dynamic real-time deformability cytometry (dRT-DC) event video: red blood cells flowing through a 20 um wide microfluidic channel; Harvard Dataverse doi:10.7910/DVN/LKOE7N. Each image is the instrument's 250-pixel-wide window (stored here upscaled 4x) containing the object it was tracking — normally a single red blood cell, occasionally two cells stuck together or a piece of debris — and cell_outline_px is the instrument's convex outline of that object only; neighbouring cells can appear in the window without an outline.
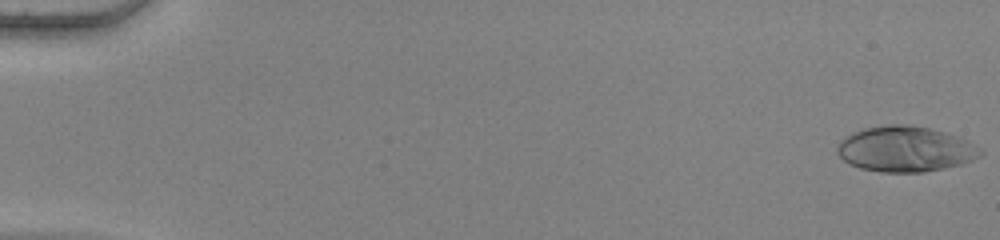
{"species": "human", "species_latin": "Homo sapiens", "temperature_condition": "warm", "stored_images_in_passage": 54, "camera_frame_rate_fps": 3000, "um_per_image_px": 0.085, "donor": {"sex": "female"}, "frame": {"image": 1, "passage_image": 1, "time_ms": 0.0, "image_size_px": [1000, 240], "cell_outline_px": [[984, 152], [980, 156], [972, 160], [960, 164], [944, 168], [924, 172], [880, 172], [860, 168], [848, 164], [836, 152], [836, 148], [840, 140], [852, 132], [868, 128], [888, 124], [912, 124], [960, 136], [968, 140], [980, 148]], "centroid_in_image_um": [76.95, 12.67], "position_along_channel_um": 8.0, "area_um2": 38.15}}
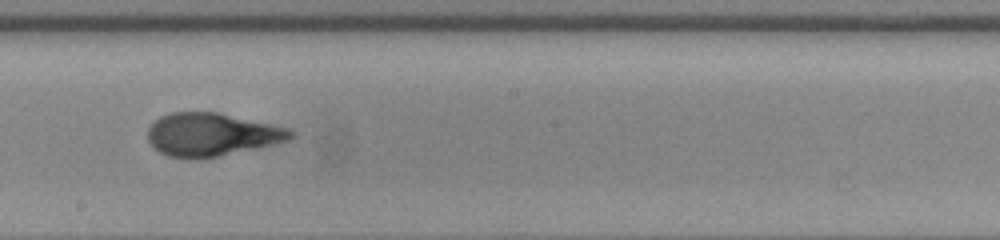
{"frame": {"image": 2, "passage_image": 32, "time_ms": 10.333, "image_size_px": [1000, 240], "cell_outline_px": [[296, 136], [288, 140], [276, 144], [216, 156], [168, 156], [152, 148], [148, 140], [148, 128], [160, 116], [172, 112], [220, 112], [292, 128], [296, 132]], "centroid_in_image_um": [18.06, 11.39], "position_along_channel_um": 230.1, "area_um2": 35.66}}
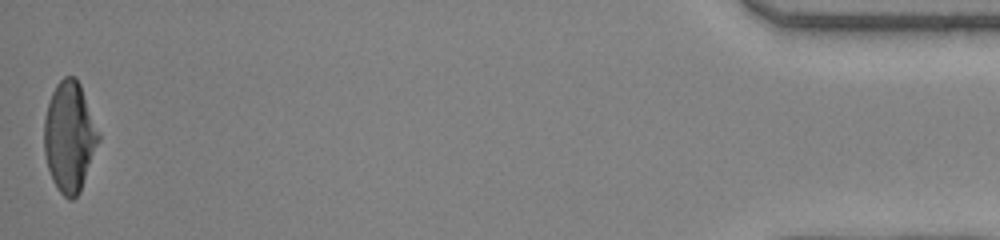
{"frame": {"image": 3, "passage_image": 54, "time_ms": 17.667, "image_size_px": [1000, 240], "cell_outline_px": [[100, 140], [80, 192], [72, 200], [68, 200], [56, 188], [52, 180], [48, 168], [44, 152], [44, 120], [48, 104], [52, 92], [56, 84], [64, 76], [76, 76], [80, 84], [100, 136]], "centroid_in_image_um": [5.9, 11.64], "position_along_channel_um": 429.3, "area_um2": 34.85}, "authors_computed_cell_mechanics": {"area_um2": 35.7782, "velocity_mm_per_s": 3.8772, "shape_relaxation_time_tau1_ms": 5.2139, "shape_relaxation_time_tau2_ms": null, "deformation_change_tau1": 0.2748, "deformation_change_tau2": null}}